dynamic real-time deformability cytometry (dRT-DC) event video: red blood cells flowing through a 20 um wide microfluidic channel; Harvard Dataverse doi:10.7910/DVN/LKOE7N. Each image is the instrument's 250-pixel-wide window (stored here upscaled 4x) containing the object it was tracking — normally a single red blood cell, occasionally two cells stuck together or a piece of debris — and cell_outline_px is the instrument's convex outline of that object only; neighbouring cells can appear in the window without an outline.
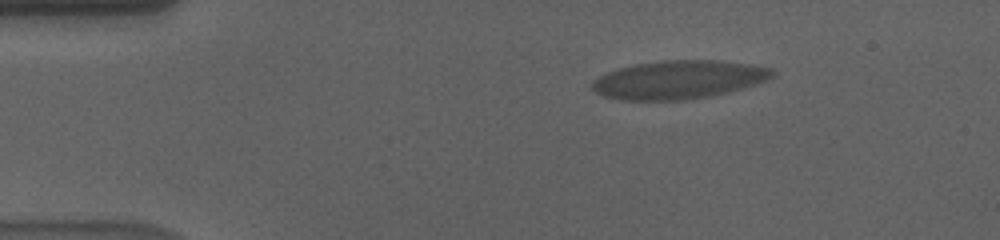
{"species": "human", "species_latin": "Homo sapiens", "temperature_condition": "cold", "stored_images_in_passage": 49, "camera_frame_rate_fps": 3000, "um_per_image_px": 0.085, "donor": {"sex": "male"}, "frame": {"image": 1, "passage_image": 1, "time_ms": 0.0, "image_size_px": [1000, 240], "cell_outline_px": [[776, 72], [772, 76], [764, 80], [728, 92], [708, 96], [684, 100], [620, 100], [604, 96], [596, 92], [592, 88], [592, 84], [600, 76], [608, 72], [620, 68], [636, 64], [664, 60], [712, 60], [748, 64], [772, 68]], "centroid_in_image_um": [57.66, 6.77], "position_along_channel_um": 27.3, "area_um2": 39.65}}
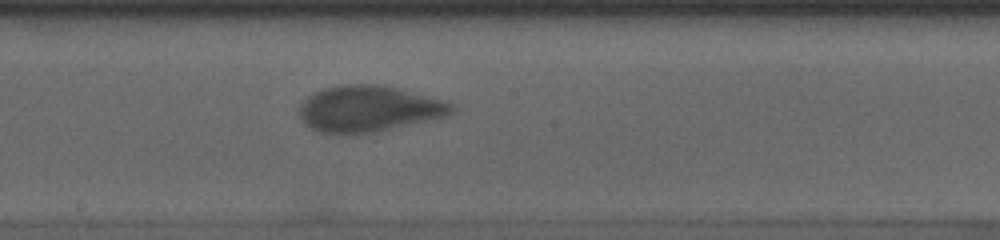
{"frame": {"image": 2, "passage_image": 23, "time_ms": 7.333, "image_size_px": [1000, 240], "cell_outline_px": [[456, 108], [452, 116], [372, 132], [336, 136], [320, 132], [312, 128], [300, 116], [300, 104], [308, 96], [324, 88], [340, 84], [372, 84], [392, 88], [440, 100], [452, 104]], "centroid_in_image_um": [31.32, 9.28], "position_along_channel_um": 216.9, "area_um2": 40.63}}
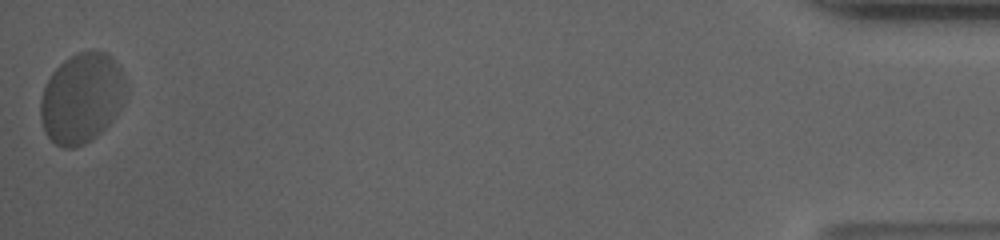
{"frame": {"image": 3, "passage_image": 49, "time_ms": 16.0, "image_size_px": [1000, 240], "cell_outline_px": [[124, 100], [120, 108], [112, 120], [96, 136], [84, 144], [72, 148], [64, 148], [56, 144], [44, 132], [40, 120], [40, 100], [44, 88], [52, 72], [64, 60], [76, 52], [104, 52], [112, 56], [120, 68], [124, 76]], "centroid_in_image_um": [6.92, 8.35], "position_along_channel_um": 428.3, "area_um2": 44.56}, "authors_computed_cell_mechanics": {"area_um2": 40.2866, "velocity_mm_per_s": 3.4968, "shape_relaxation_time_tau1_ms": 5.4243, "shape_relaxation_time_tau2_ms": null, "deformation_change_tau1": 0.1399, "deformation_change_tau2": null}}